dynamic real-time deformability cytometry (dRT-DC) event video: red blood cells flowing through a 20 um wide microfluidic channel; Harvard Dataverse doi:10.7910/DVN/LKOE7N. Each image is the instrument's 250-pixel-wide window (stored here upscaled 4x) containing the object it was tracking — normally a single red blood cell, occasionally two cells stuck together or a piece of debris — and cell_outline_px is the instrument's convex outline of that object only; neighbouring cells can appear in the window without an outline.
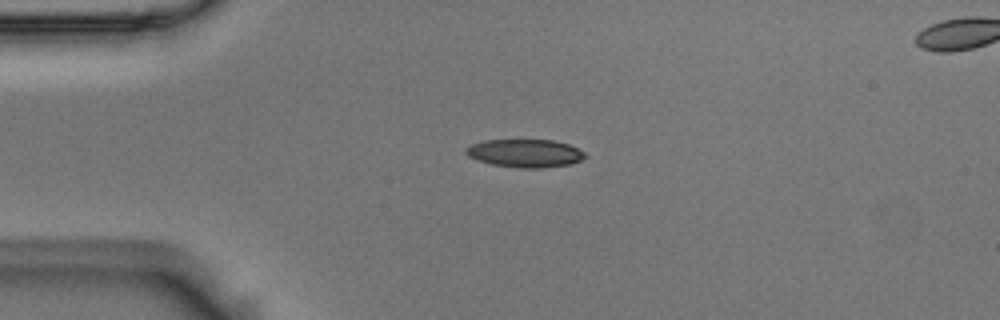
{"species": "Egyptian fruit bat (a non-hibernating species)", "species_latin": "Rousettus aegyptiacus", "temperature_condition": "room temperature", "stored_images_in_passage": 3, "segment_of_instrument_passage": [1, 2], "camera_frame_rate_fps": 3000, "um_per_image_px": 0.085, "animal": {"sex": "male"}, "frame": {"image": 1, "passage_image": 1, "time_ms": 0.0, "image_size_px": [1000, 320], "cell_outline_px": [[588, 156], [572, 164], [544, 168], [520, 168], [492, 164], [476, 160], [468, 156], [464, 152], [464, 148], [468, 144], [484, 140], [552, 140], [568, 144], [584, 152]], "centroid_in_image_um": [44.59, 13.02], "position_along_channel_um": 40.4, "area_um2": 19.71}}